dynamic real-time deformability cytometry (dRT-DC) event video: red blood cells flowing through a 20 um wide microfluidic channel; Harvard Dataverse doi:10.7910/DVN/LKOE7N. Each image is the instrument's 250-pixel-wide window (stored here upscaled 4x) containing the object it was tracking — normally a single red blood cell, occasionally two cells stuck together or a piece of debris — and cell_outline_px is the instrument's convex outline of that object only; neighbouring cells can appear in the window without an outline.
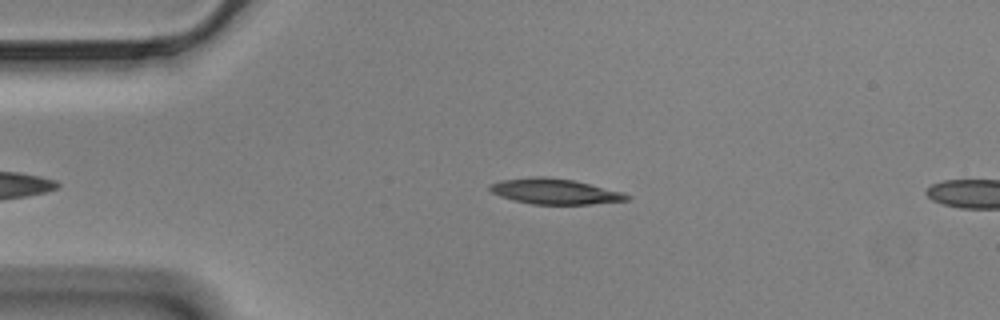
{"species": "Egyptian fruit bat (a non-hibernating species)", "species_latin": "Rousettus aegyptiacus", "temperature_condition": "cold", "stored_images_in_passage": 41, "camera_frame_rate_fps": 3000, "um_per_image_px": 0.085, "animal": {"sex": "male"}, "frame": {"image": 1, "passage_image": 5, "time_ms": 1.333, "image_size_px": [1000, 320], "cell_outline_px": [[632, 196], [628, 200], [592, 204], [532, 204], [500, 196], [492, 192], [488, 188], [488, 184], [500, 180], [532, 176], [544, 176], [576, 180], [620, 192]], "centroid_in_image_um": [47.13, 16.25], "position_along_channel_um": 37.9, "area_um2": 20.35}}
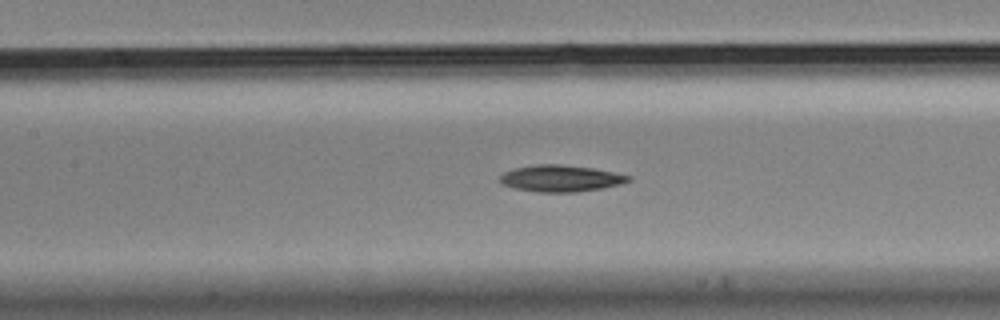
{"frame": {"image": 2, "passage_image": 18, "time_ms": 5.667, "image_size_px": [1000, 320], "cell_outline_px": [[632, 180], [620, 184], [604, 188], [576, 192], [536, 192], [516, 188], [504, 184], [500, 180], [500, 176], [504, 172], [516, 168], [536, 164], [560, 164], [592, 168], [632, 176]], "centroid_in_image_um": [47.69, 15.16], "position_along_channel_um": 159.7, "area_um2": 19.77}}
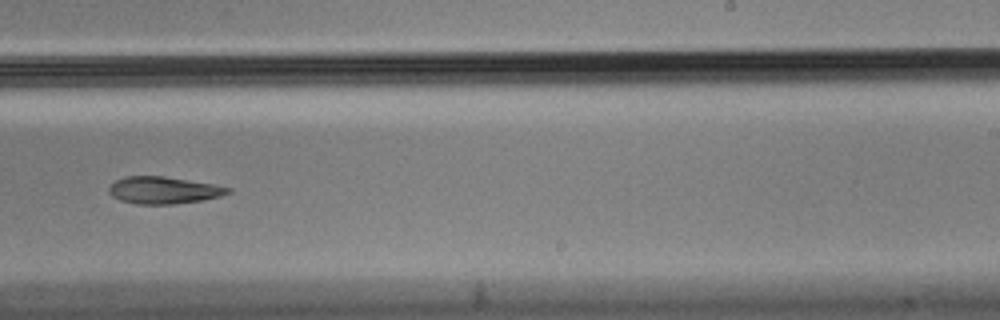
{"frame": {"image": 3, "passage_image": 28, "time_ms": 9.0, "image_size_px": [1000, 320], "cell_outline_px": [[232, 192], [220, 196], [204, 200], [172, 204], [136, 204], [120, 200], [112, 196], [108, 192], [108, 188], [116, 180], [128, 176], [164, 176], [212, 184], [232, 188]], "centroid_in_image_um": [13.91, 16.17], "position_along_channel_um": 275.1, "area_um2": 18.73}, "authors_computed_cell_mechanics": {"area_um2": 19.7676, "velocity_mm_per_s": 3.4652, "shape_relaxation_time_tau1_ms": 10.0161, "shape_relaxation_time_tau2_ms": null, "deformation_change_tau1": 0.1803, "deformation_change_tau2": null}}